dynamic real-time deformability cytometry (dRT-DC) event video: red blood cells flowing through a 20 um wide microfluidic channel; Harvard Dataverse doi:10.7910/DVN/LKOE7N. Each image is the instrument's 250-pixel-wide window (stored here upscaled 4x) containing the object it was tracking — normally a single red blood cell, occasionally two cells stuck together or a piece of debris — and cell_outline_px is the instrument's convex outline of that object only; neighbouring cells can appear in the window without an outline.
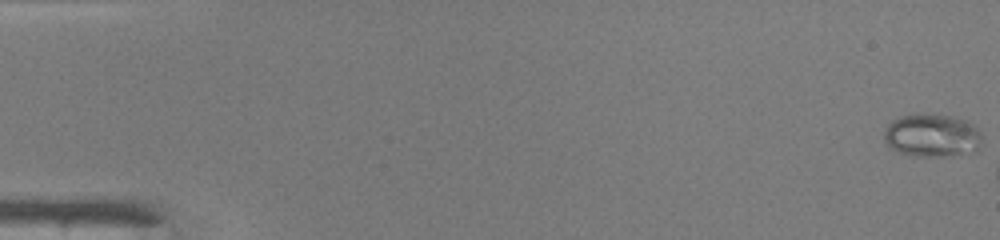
{"species": "common noctule bat (a hibernating species)", "species_latin": "Nyctalus noctula", "temperature_condition": "warm", "stored_images_in_passage": 7, "camera_frame_rate_fps": 3000, "um_per_image_px": 0.085, "animal": {"sex": "male", "body_mass_g": 19.0, "forearm_length_mm": 50.8}, "frame": {"image": 1, "passage_image": 1, "time_ms": 0.0, "image_size_px": [1000, 240], "cell_outline_px": [[980, 152], [960, 156], [916, 156], [900, 152], [892, 148], [884, 140], [884, 132], [888, 124], [892, 120], [900, 116], [956, 116], [968, 120], [980, 132]], "centroid_in_image_um": [79.3, 11.56], "position_along_channel_um": 5.7, "area_um2": 24.51}}